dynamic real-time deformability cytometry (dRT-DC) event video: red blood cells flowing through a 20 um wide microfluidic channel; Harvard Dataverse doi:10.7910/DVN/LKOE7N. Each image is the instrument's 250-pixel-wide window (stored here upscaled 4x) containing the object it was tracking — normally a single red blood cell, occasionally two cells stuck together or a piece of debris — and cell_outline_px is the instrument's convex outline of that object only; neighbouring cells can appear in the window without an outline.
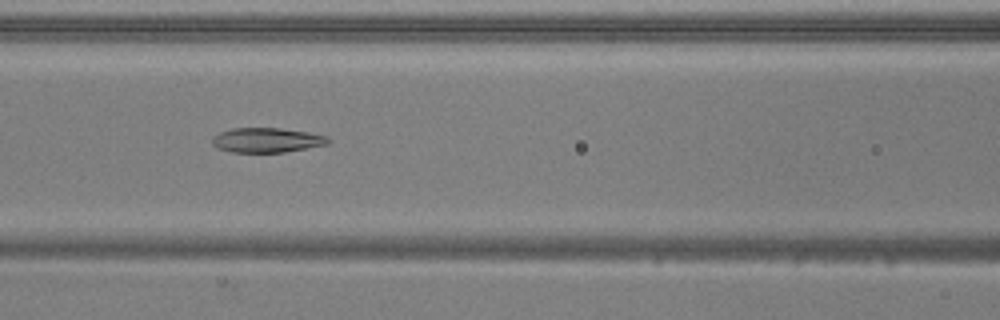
{"species": "common noctule bat (a hibernating species)", "species_latin": "Nyctalus noctula", "temperature_condition": "warm", "stored_images_in_passage": 9, "camera_frame_rate_fps": 3000, "um_per_image_px": 0.085, "animal": {"sex": "male", "body_mass_g": 20.5, "forearm_length_mm": 52.5}, "frame": {"image": 1, "passage_image": 6, "time_ms": 1.667, "image_size_px": [1000, 320], "cell_outline_px": [[332, 140], [328, 144], [284, 152], [232, 152], [220, 148], [212, 144], [212, 136], [220, 132], [232, 128], [280, 128], [308, 132], [328, 136]], "centroid_in_image_um": [22.7, 11.9], "position_along_channel_um": 143.9, "area_um2": 16.65}}